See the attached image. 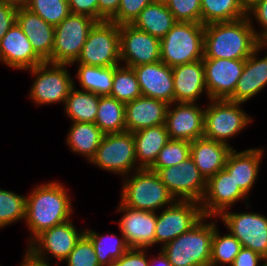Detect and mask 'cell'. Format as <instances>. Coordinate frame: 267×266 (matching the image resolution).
<instances>
[{"label":"cell","instance_id":"bcb514c9","mask_svg":"<svg viewBox=\"0 0 267 266\" xmlns=\"http://www.w3.org/2000/svg\"><path fill=\"white\" fill-rule=\"evenodd\" d=\"M72 14L86 15L98 22V0H67Z\"/></svg>","mask_w":267,"mask_h":266},{"label":"cell","instance_id":"c3c4849f","mask_svg":"<svg viewBox=\"0 0 267 266\" xmlns=\"http://www.w3.org/2000/svg\"><path fill=\"white\" fill-rule=\"evenodd\" d=\"M17 8L0 2V41L16 23Z\"/></svg>","mask_w":267,"mask_h":266},{"label":"cell","instance_id":"f1b7e54d","mask_svg":"<svg viewBox=\"0 0 267 266\" xmlns=\"http://www.w3.org/2000/svg\"><path fill=\"white\" fill-rule=\"evenodd\" d=\"M136 160L141 168H150L160 150L169 141L165 124L133 132Z\"/></svg>","mask_w":267,"mask_h":266},{"label":"cell","instance_id":"e575fe53","mask_svg":"<svg viewBox=\"0 0 267 266\" xmlns=\"http://www.w3.org/2000/svg\"><path fill=\"white\" fill-rule=\"evenodd\" d=\"M200 2L203 25L236 21L247 16L238 0H201Z\"/></svg>","mask_w":267,"mask_h":266},{"label":"cell","instance_id":"5b68a950","mask_svg":"<svg viewBox=\"0 0 267 266\" xmlns=\"http://www.w3.org/2000/svg\"><path fill=\"white\" fill-rule=\"evenodd\" d=\"M204 31L202 23L178 21L160 39L161 61L174 67L203 59Z\"/></svg>","mask_w":267,"mask_h":266},{"label":"cell","instance_id":"7c38bea8","mask_svg":"<svg viewBox=\"0 0 267 266\" xmlns=\"http://www.w3.org/2000/svg\"><path fill=\"white\" fill-rule=\"evenodd\" d=\"M217 218L242 247L249 248L267 259V216L261 213L223 211Z\"/></svg>","mask_w":267,"mask_h":266},{"label":"cell","instance_id":"74e56055","mask_svg":"<svg viewBox=\"0 0 267 266\" xmlns=\"http://www.w3.org/2000/svg\"><path fill=\"white\" fill-rule=\"evenodd\" d=\"M26 195L0 188V229L26 219Z\"/></svg>","mask_w":267,"mask_h":266},{"label":"cell","instance_id":"6da1fadb","mask_svg":"<svg viewBox=\"0 0 267 266\" xmlns=\"http://www.w3.org/2000/svg\"><path fill=\"white\" fill-rule=\"evenodd\" d=\"M28 194L25 225L30 235L27 245L44 230L70 220L74 214L69 188L58 180L36 185Z\"/></svg>","mask_w":267,"mask_h":266},{"label":"cell","instance_id":"ffe728a7","mask_svg":"<svg viewBox=\"0 0 267 266\" xmlns=\"http://www.w3.org/2000/svg\"><path fill=\"white\" fill-rule=\"evenodd\" d=\"M16 70H27L44 61L35 53L25 33L15 23L0 41V63Z\"/></svg>","mask_w":267,"mask_h":266},{"label":"cell","instance_id":"b9f144b4","mask_svg":"<svg viewBox=\"0 0 267 266\" xmlns=\"http://www.w3.org/2000/svg\"><path fill=\"white\" fill-rule=\"evenodd\" d=\"M201 0H164L177 21L202 23Z\"/></svg>","mask_w":267,"mask_h":266},{"label":"cell","instance_id":"30bf717a","mask_svg":"<svg viewBox=\"0 0 267 266\" xmlns=\"http://www.w3.org/2000/svg\"><path fill=\"white\" fill-rule=\"evenodd\" d=\"M102 171L126 175L140 169L136 160L135 140L129 131L104 134L94 157L89 162Z\"/></svg>","mask_w":267,"mask_h":266},{"label":"cell","instance_id":"f6af8a7d","mask_svg":"<svg viewBox=\"0 0 267 266\" xmlns=\"http://www.w3.org/2000/svg\"><path fill=\"white\" fill-rule=\"evenodd\" d=\"M148 249L130 248L114 263V266H148ZM148 256V257H147Z\"/></svg>","mask_w":267,"mask_h":266},{"label":"cell","instance_id":"816d5d0a","mask_svg":"<svg viewBox=\"0 0 267 266\" xmlns=\"http://www.w3.org/2000/svg\"><path fill=\"white\" fill-rule=\"evenodd\" d=\"M261 1L262 0H238L239 5L246 14Z\"/></svg>","mask_w":267,"mask_h":266},{"label":"cell","instance_id":"cb8c5ba5","mask_svg":"<svg viewBox=\"0 0 267 266\" xmlns=\"http://www.w3.org/2000/svg\"><path fill=\"white\" fill-rule=\"evenodd\" d=\"M264 151V147H251L240 152L233 149L228 155L224 168L232 175L236 185H239L248 196L259 177Z\"/></svg>","mask_w":267,"mask_h":266},{"label":"cell","instance_id":"1f68e13d","mask_svg":"<svg viewBox=\"0 0 267 266\" xmlns=\"http://www.w3.org/2000/svg\"><path fill=\"white\" fill-rule=\"evenodd\" d=\"M85 234L94 245L100 266H113L115 261L130 249L121 231V237L115 233L102 235L90 228H85Z\"/></svg>","mask_w":267,"mask_h":266},{"label":"cell","instance_id":"681fc988","mask_svg":"<svg viewBox=\"0 0 267 266\" xmlns=\"http://www.w3.org/2000/svg\"><path fill=\"white\" fill-rule=\"evenodd\" d=\"M121 0H98V22L110 21L116 14Z\"/></svg>","mask_w":267,"mask_h":266},{"label":"cell","instance_id":"4316f807","mask_svg":"<svg viewBox=\"0 0 267 266\" xmlns=\"http://www.w3.org/2000/svg\"><path fill=\"white\" fill-rule=\"evenodd\" d=\"M232 150L230 145L205 137L190 142V156L206 180L224 169Z\"/></svg>","mask_w":267,"mask_h":266},{"label":"cell","instance_id":"f546056e","mask_svg":"<svg viewBox=\"0 0 267 266\" xmlns=\"http://www.w3.org/2000/svg\"><path fill=\"white\" fill-rule=\"evenodd\" d=\"M66 145L71 152L82 155L89 163L98 149L104 133L95 123L71 122Z\"/></svg>","mask_w":267,"mask_h":266},{"label":"cell","instance_id":"52a82bcc","mask_svg":"<svg viewBox=\"0 0 267 266\" xmlns=\"http://www.w3.org/2000/svg\"><path fill=\"white\" fill-rule=\"evenodd\" d=\"M68 64H54L43 62L25 71L34 76L29 90V99L36 106L62 103L74 87V78L70 74ZM68 67V68H67Z\"/></svg>","mask_w":267,"mask_h":266},{"label":"cell","instance_id":"5bb4252c","mask_svg":"<svg viewBox=\"0 0 267 266\" xmlns=\"http://www.w3.org/2000/svg\"><path fill=\"white\" fill-rule=\"evenodd\" d=\"M158 173L161 181L176 200L200 203L206 190V179L190 156L168 168L151 169Z\"/></svg>","mask_w":267,"mask_h":266},{"label":"cell","instance_id":"7a4b0ae2","mask_svg":"<svg viewBox=\"0 0 267 266\" xmlns=\"http://www.w3.org/2000/svg\"><path fill=\"white\" fill-rule=\"evenodd\" d=\"M204 27L203 59H247L259 47V40L247 16Z\"/></svg>","mask_w":267,"mask_h":266},{"label":"cell","instance_id":"7402d4cb","mask_svg":"<svg viewBox=\"0 0 267 266\" xmlns=\"http://www.w3.org/2000/svg\"><path fill=\"white\" fill-rule=\"evenodd\" d=\"M261 51L258 47L245 59L244 69L234 93L227 100L245 104L267 87V53L260 57Z\"/></svg>","mask_w":267,"mask_h":266},{"label":"cell","instance_id":"603a6c76","mask_svg":"<svg viewBox=\"0 0 267 266\" xmlns=\"http://www.w3.org/2000/svg\"><path fill=\"white\" fill-rule=\"evenodd\" d=\"M174 102L196 103L206 94L203 59L172 67Z\"/></svg>","mask_w":267,"mask_h":266},{"label":"cell","instance_id":"ee69618b","mask_svg":"<svg viewBox=\"0 0 267 266\" xmlns=\"http://www.w3.org/2000/svg\"><path fill=\"white\" fill-rule=\"evenodd\" d=\"M247 17L253 27L257 39L260 41L262 38L267 37V0H262L254 6L247 13ZM254 23L258 24V28L260 27L261 29L257 31Z\"/></svg>","mask_w":267,"mask_h":266},{"label":"cell","instance_id":"f35d334b","mask_svg":"<svg viewBox=\"0 0 267 266\" xmlns=\"http://www.w3.org/2000/svg\"><path fill=\"white\" fill-rule=\"evenodd\" d=\"M25 7L54 27L71 13L67 0H28Z\"/></svg>","mask_w":267,"mask_h":266},{"label":"cell","instance_id":"ac0fdd59","mask_svg":"<svg viewBox=\"0 0 267 266\" xmlns=\"http://www.w3.org/2000/svg\"><path fill=\"white\" fill-rule=\"evenodd\" d=\"M205 107L197 103L173 102L169 104L165 126L169 139L192 142L204 135Z\"/></svg>","mask_w":267,"mask_h":266},{"label":"cell","instance_id":"60d3db41","mask_svg":"<svg viewBox=\"0 0 267 266\" xmlns=\"http://www.w3.org/2000/svg\"><path fill=\"white\" fill-rule=\"evenodd\" d=\"M64 262L66 266H100L94 245L85 233Z\"/></svg>","mask_w":267,"mask_h":266},{"label":"cell","instance_id":"4dcf8cb0","mask_svg":"<svg viewBox=\"0 0 267 266\" xmlns=\"http://www.w3.org/2000/svg\"><path fill=\"white\" fill-rule=\"evenodd\" d=\"M98 105L99 96L97 94L79 90L74 82V87L71 89L63 109L65 116L72 122L94 123Z\"/></svg>","mask_w":267,"mask_h":266},{"label":"cell","instance_id":"9c48e42d","mask_svg":"<svg viewBox=\"0 0 267 266\" xmlns=\"http://www.w3.org/2000/svg\"><path fill=\"white\" fill-rule=\"evenodd\" d=\"M110 67L121 65L120 25L112 21L96 22L90 29L80 56L71 66Z\"/></svg>","mask_w":267,"mask_h":266},{"label":"cell","instance_id":"db71d44e","mask_svg":"<svg viewBox=\"0 0 267 266\" xmlns=\"http://www.w3.org/2000/svg\"><path fill=\"white\" fill-rule=\"evenodd\" d=\"M0 2L8 5H12L15 8H20L26 6L28 0H0Z\"/></svg>","mask_w":267,"mask_h":266},{"label":"cell","instance_id":"f5cc1de1","mask_svg":"<svg viewBox=\"0 0 267 266\" xmlns=\"http://www.w3.org/2000/svg\"><path fill=\"white\" fill-rule=\"evenodd\" d=\"M19 266H52V264L47 265V264L38 263L24 253L23 258H22V263Z\"/></svg>","mask_w":267,"mask_h":266},{"label":"cell","instance_id":"8992f818","mask_svg":"<svg viewBox=\"0 0 267 266\" xmlns=\"http://www.w3.org/2000/svg\"><path fill=\"white\" fill-rule=\"evenodd\" d=\"M204 111L203 137L217 142L228 143L229 138L238 136L253 121L241 105L227 99H210ZM229 139V140H228Z\"/></svg>","mask_w":267,"mask_h":266},{"label":"cell","instance_id":"3957f363","mask_svg":"<svg viewBox=\"0 0 267 266\" xmlns=\"http://www.w3.org/2000/svg\"><path fill=\"white\" fill-rule=\"evenodd\" d=\"M122 182L120 202L130 208L159 212L176 199L150 168H140L126 175Z\"/></svg>","mask_w":267,"mask_h":266},{"label":"cell","instance_id":"8fae6325","mask_svg":"<svg viewBox=\"0 0 267 266\" xmlns=\"http://www.w3.org/2000/svg\"><path fill=\"white\" fill-rule=\"evenodd\" d=\"M96 22L89 16L70 13L55 26L54 47L47 62L68 65L76 62Z\"/></svg>","mask_w":267,"mask_h":266},{"label":"cell","instance_id":"ab89813d","mask_svg":"<svg viewBox=\"0 0 267 266\" xmlns=\"http://www.w3.org/2000/svg\"><path fill=\"white\" fill-rule=\"evenodd\" d=\"M190 157V142L184 140L169 141L160 150L158 158L150 169L168 168L177 166L182 161Z\"/></svg>","mask_w":267,"mask_h":266},{"label":"cell","instance_id":"ba28073f","mask_svg":"<svg viewBox=\"0 0 267 266\" xmlns=\"http://www.w3.org/2000/svg\"><path fill=\"white\" fill-rule=\"evenodd\" d=\"M75 222L68 220L55 225L37 235L25 248L26 255L34 261L50 265V258H54L56 265L68 258L77 241L85 233V229H78Z\"/></svg>","mask_w":267,"mask_h":266},{"label":"cell","instance_id":"8d00e7d4","mask_svg":"<svg viewBox=\"0 0 267 266\" xmlns=\"http://www.w3.org/2000/svg\"><path fill=\"white\" fill-rule=\"evenodd\" d=\"M141 96L139 82L133 68L124 65L114 66L110 97L126 104Z\"/></svg>","mask_w":267,"mask_h":266},{"label":"cell","instance_id":"d6a6232c","mask_svg":"<svg viewBox=\"0 0 267 266\" xmlns=\"http://www.w3.org/2000/svg\"><path fill=\"white\" fill-rule=\"evenodd\" d=\"M77 74L75 78L79 81V90L89 91L98 96H110L114 66L99 67L77 64Z\"/></svg>","mask_w":267,"mask_h":266},{"label":"cell","instance_id":"e0dca14e","mask_svg":"<svg viewBox=\"0 0 267 266\" xmlns=\"http://www.w3.org/2000/svg\"><path fill=\"white\" fill-rule=\"evenodd\" d=\"M123 213L118 224L130 248L149 249L155 246L157 212L137 210L123 205L117 206V213Z\"/></svg>","mask_w":267,"mask_h":266},{"label":"cell","instance_id":"9a60e30c","mask_svg":"<svg viewBox=\"0 0 267 266\" xmlns=\"http://www.w3.org/2000/svg\"><path fill=\"white\" fill-rule=\"evenodd\" d=\"M248 195L236 185L232 175L224 168L206 181V190L200 201L202 213L207 217H218L223 211L230 209L239 201L250 206Z\"/></svg>","mask_w":267,"mask_h":266},{"label":"cell","instance_id":"f907efd6","mask_svg":"<svg viewBox=\"0 0 267 266\" xmlns=\"http://www.w3.org/2000/svg\"><path fill=\"white\" fill-rule=\"evenodd\" d=\"M148 266H171L166 255L160 249L157 256H150Z\"/></svg>","mask_w":267,"mask_h":266},{"label":"cell","instance_id":"d4e9b609","mask_svg":"<svg viewBox=\"0 0 267 266\" xmlns=\"http://www.w3.org/2000/svg\"><path fill=\"white\" fill-rule=\"evenodd\" d=\"M169 104L159 99L138 97L125 104V127L131 133L165 124Z\"/></svg>","mask_w":267,"mask_h":266},{"label":"cell","instance_id":"836d02e7","mask_svg":"<svg viewBox=\"0 0 267 266\" xmlns=\"http://www.w3.org/2000/svg\"><path fill=\"white\" fill-rule=\"evenodd\" d=\"M104 134L126 131L125 103L110 96H99V105L94 122Z\"/></svg>","mask_w":267,"mask_h":266},{"label":"cell","instance_id":"d6986e66","mask_svg":"<svg viewBox=\"0 0 267 266\" xmlns=\"http://www.w3.org/2000/svg\"><path fill=\"white\" fill-rule=\"evenodd\" d=\"M205 85L210 99H228L242 74L245 59H203Z\"/></svg>","mask_w":267,"mask_h":266},{"label":"cell","instance_id":"7dc6e473","mask_svg":"<svg viewBox=\"0 0 267 266\" xmlns=\"http://www.w3.org/2000/svg\"><path fill=\"white\" fill-rule=\"evenodd\" d=\"M230 266H266V259L253 250L242 247Z\"/></svg>","mask_w":267,"mask_h":266},{"label":"cell","instance_id":"7bdbcfd3","mask_svg":"<svg viewBox=\"0 0 267 266\" xmlns=\"http://www.w3.org/2000/svg\"><path fill=\"white\" fill-rule=\"evenodd\" d=\"M154 0H121L117 14L110 20L117 25L131 24L139 13Z\"/></svg>","mask_w":267,"mask_h":266},{"label":"cell","instance_id":"44dd1931","mask_svg":"<svg viewBox=\"0 0 267 266\" xmlns=\"http://www.w3.org/2000/svg\"><path fill=\"white\" fill-rule=\"evenodd\" d=\"M139 82L142 96L174 102L172 67L162 61L132 67Z\"/></svg>","mask_w":267,"mask_h":266},{"label":"cell","instance_id":"d590c367","mask_svg":"<svg viewBox=\"0 0 267 266\" xmlns=\"http://www.w3.org/2000/svg\"><path fill=\"white\" fill-rule=\"evenodd\" d=\"M218 218L214 220V234L211 242L210 266H230L242 249V244L230 232L220 235Z\"/></svg>","mask_w":267,"mask_h":266},{"label":"cell","instance_id":"11a10c76","mask_svg":"<svg viewBox=\"0 0 267 266\" xmlns=\"http://www.w3.org/2000/svg\"><path fill=\"white\" fill-rule=\"evenodd\" d=\"M259 47L263 50L266 48L267 50V37L265 38H262L260 41H259ZM267 53V51L265 52Z\"/></svg>","mask_w":267,"mask_h":266},{"label":"cell","instance_id":"277c9868","mask_svg":"<svg viewBox=\"0 0 267 266\" xmlns=\"http://www.w3.org/2000/svg\"><path fill=\"white\" fill-rule=\"evenodd\" d=\"M214 219L204 216L190 230L161 248L171 266H210Z\"/></svg>","mask_w":267,"mask_h":266},{"label":"cell","instance_id":"83f0119b","mask_svg":"<svg viewBox=\"0 0 267 266\" xmlns=\"http://www.w3.org/2000/svg\"><path fill=\"white\" fill-rule=\"evenodd\" d=\"M177 22L164 0H154L131 24L139 30L162 39Z\"/></svg>","mask_w":267,"mask_h":266},{"label":"cell","instance_id":"484cf974","mask_svg":"<svg viewBox=\"0 0 267 266\" xmlns=\"http://www.w3.org/2000/svg\"><path fill=\"white\" fill-rule=\"evenodd\" d=\"M16 23L31 42L35 53L44 62L48 61L54 47L55 27L25 6L17 9Z\"/></svg>","mask_w":267,"mask_h":266},{"label":"cell","instance_id":"2e32d148","mask_svg":"<svg viewBox=\"0 0 267 266\" xmlns=\"http://www.w3.org/2000/svg\"><path fill=\"white\" fill-rule=\"evenodd\" d=\"M120 59L121 65L131 68L161 61L160 39L137 29L132 24H122Z\"/></svg>","mask_w":267,"mask_h":266},{"label":"cell","instance_id":"4fadbf2b","mask_svg":"<svg viewBox=\"0 0 267 266\" xmlns=\"http://www.w3.org/2000/svg\"><path fill=\"white\" fill-rule=\"evenodd\" d=\"M203 217L200 203L176 200L157 214L155 246L159 244L161 249L168 242L190 230Z\"/></svg>","mask_w":267,"mask_h":266}]
</instances>
